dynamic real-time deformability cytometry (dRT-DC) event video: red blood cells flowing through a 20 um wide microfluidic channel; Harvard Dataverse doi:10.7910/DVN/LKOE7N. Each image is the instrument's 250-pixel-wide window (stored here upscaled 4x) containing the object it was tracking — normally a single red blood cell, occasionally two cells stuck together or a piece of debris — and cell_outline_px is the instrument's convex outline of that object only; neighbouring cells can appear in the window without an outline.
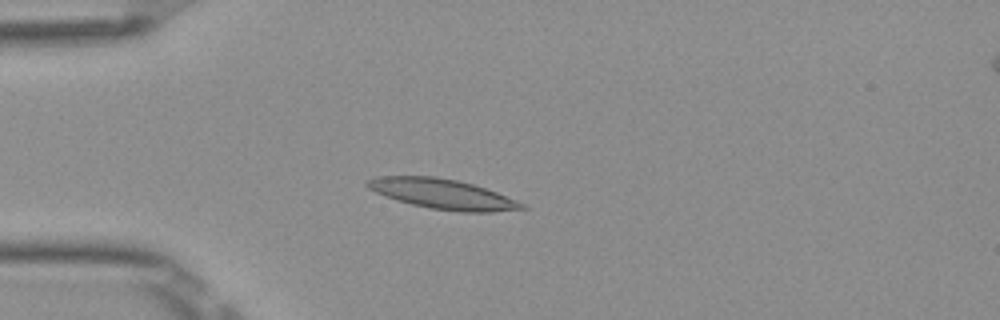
{"species": "Egyptian fruit bat (a non-hibernating species)", "species_latin": "Rousettus aegyptiacus", "temperature_condition": "room temperature", "stored_images_in_passage": 46, "camera_frame_rate_fps": 3000, "um_per_image_px": 0.085, "frame": {"image": 1, "passage_image": 12, "time_ms": 3.667, "image_size_px": [1000, 320], "cell_outline_px": [[528, 208], [492, 212], [460, 212], [432, 208], [412, 204], [396, 200], [376, 192], [368, 188], [364, 184], [364, 180], [376, 176], [436, 176], [456, 180], [472, 184], [496, 192], [516, 200], [524, 204]], "centroid_in_image_um": [37.57, 16.48], "position_along_channel_um": 47.4, "area_um2": 26.88}}
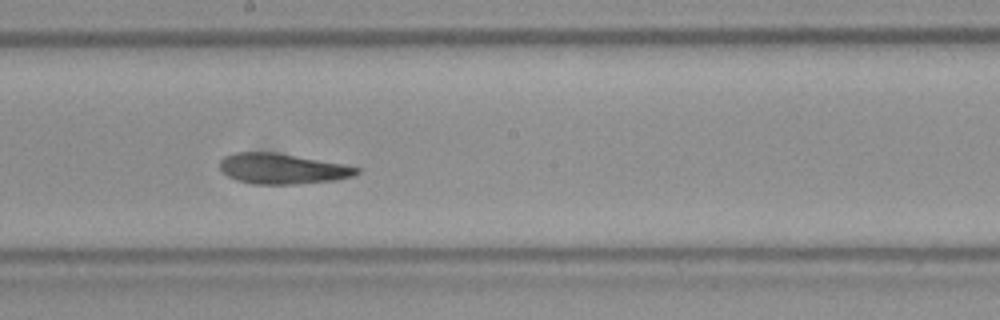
{"frame": {"image": 2, "passage_image": 27, "time_ms": 8.667, "image_size_px": [1000, 320], "cell_outline_px": [[360, 172], [352, 176], [336, 180], [296, 184], [256, 184], [236, 180], [228, 176], [220, 168], [220, 160], [224, 156], [232, 152], [276, 152], [344, 164], [360, 168]], "centroid_in_image_um": [23.99, 14.33], "position_along_channel_um": 224.2, "area_um2": 24.33}}
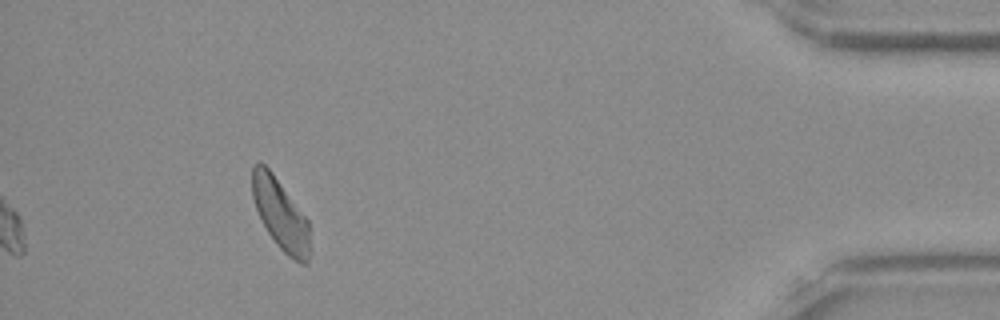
{"frame": {"image": 3, "passage_image": 46, "time_ms": 15.0, "image_size_px": [1000, 320], "cell_outline_px": [[312, 252], [308, 264], [300, 264], [292, 260], [276, 244], [268, 232], [256, 208], [252, 196], [252, 164], [260, 160], [272, 172], [308, 220]], "centroid_in_image_um": [23.88, 18.26], "position_along_channel_um": 411.3, "area_um2": 24.1}, "authors_computed_cell_mechanics": {"area_um2": 24.7962, "velocity_mm_per_s": 3.8756, "shape_relaxation_time_tau1_ms": 7.311, "shape_relaxation_time_tau2_ms": 6.2158, "deformation_change_tau1": 0.1707, "deformation_change_tau2": 0.1603}}